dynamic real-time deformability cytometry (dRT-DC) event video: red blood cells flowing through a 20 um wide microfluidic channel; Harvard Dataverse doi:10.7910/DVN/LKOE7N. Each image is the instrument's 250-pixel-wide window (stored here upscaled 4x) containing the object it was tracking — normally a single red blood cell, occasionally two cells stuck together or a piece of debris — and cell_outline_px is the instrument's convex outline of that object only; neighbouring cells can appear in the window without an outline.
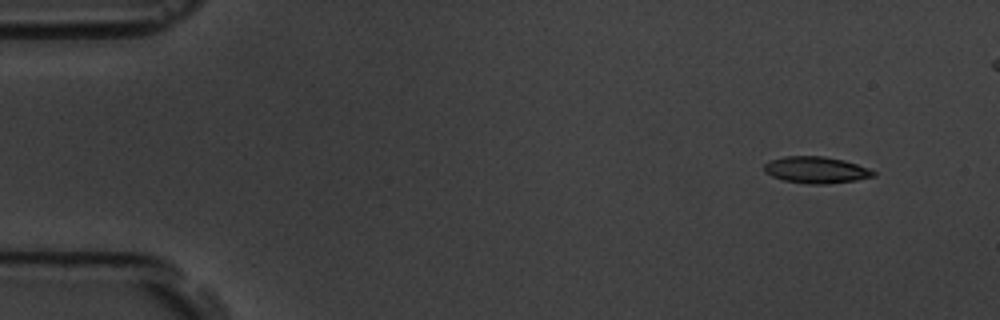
{"species": "common noctule bat (a hibernating species)", "species_latin": "Nyctalus noctula", "temperature_condition": "room temperature", "stored_images_in_passage": 5, "camera_frame_rate_fps": 3000, "um_per_image_px": 0.085, "animal": {"sex": "male", "body_mass_g": 19.5, "forearm_length_mm": 54.6}, "frame": {"image": 1, "passage_image": 1, "time_ms": 0.0, "image_size_px": [1000, 320], "cell_outline_px": [[876, 176], [856, 180], [828, 184], [808, 184], [784, 180], [772, 176], [764, 172], [764, 164], [772, 160], [784, 156], [824, 156], [844, 160], [868, 168], [876, 172]], "centroid_in_image_um": [69.38, 14.44], "position_along_channel_um": 15.6, "area_um2": 16.94}}